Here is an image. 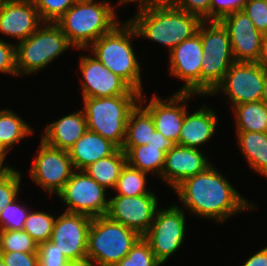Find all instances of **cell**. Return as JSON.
<instances>
[{
	"label": "cell",
	"instance_id": "47",
	"mask_svg": "<svg viewBox=\"0 0 267 266\" xmlns=\"http://www.w3.org/2000/svg\"><path fill=\"white\" fill-rule=\"evenodd\" d=\"M261 101L267 105V69H265L264 92Z\"/></svg>",
	"mask_w": 267,
	"mask_h": 266
},
{
	"label": "cell",
	"instance_id": "19",
	"mask_svg": "<svg viewBox=\"0 0 267 266\" xmlns=\"http://www.w3.org/2000/svg\"><path fill=\"white\" fill-rule=\"evenodd\" d=\"M44 23L32 0H6L0 8V32L26 40Z\"/></svg>",
	"mask_w": 267,
	"mask_h": 266
},
{
	"label": "cell",
	"instance_id": "11",
	"mask_svg": "<svg viewBox=\"0 0 267 266\" xmlns=\"http://www.w3.org/2000/svg\"><path fill=\"white\" fill-rule=\"evenodd\" d=\"M265 68L258 62H234L223 80L210 93L227 94L231 107L242 103L261 101L264 92Z\"/></svg>",
	"mask_w": 267,
	"mask_h": 266
},
{
	"label": "cell",
	"instance_id": "16",
	"mask_svg": "<svg viewBox=\"0 0 267 266\" xmlns=\"http://www.w3.org/2000/svg\"><path fill=\"white\" fill-rule=\"evenodd\" d=\"M201 37L197 33L170 51V74L185 81L178 92L201 95Z\"/></svg>",
	"mask_w": 267,
	"mask_h": 266
},
{
	"label": "cell",
	"instance_id": "40",
	"mask_svg": "<svg viewBox=\"0 0 267 266\" xmlns=\"http://www.w3.org/2000/svg\"><path fill=\"white\" fill-rule=\"evenodd\" d=\"M211 0H172L171 4L187 13L200 17L203 21L210 22Z\"/></svg>",
	"mask_w": 267,
	"mask_h": 266
},
{
	"label": "cell",
	"instance_id": "22",
	"mask_svg": "<svg viewBox=\"0 0 267 266\" xmlns=\"http://www.w3.org/2000/svg\"><path fill=\"white\" fill-rule=\"evenodd\" d=\"M118 147L100 134L86 130L82 137L68 150L73 167L84 170L94 162L113 154Z\"/></svg>",
	"mask_w": 267,
	"mask_h": 266
},
{
	"label": "cell",
	"instance_id": "51",
	"mask_svg": "<svg viewBox=\"0 0 267 266\" xmlns=\"http://www.w3.org/2000/svg\"><path fill=\"white\" fill-rule=\"evenodd\" d=\"M0 266H7V265L3 262L1 256H0Z\"/></svg>",
	"mask_w": 267,
	"mask_h": 266
},
{
	"label": "cell",
	"instance_id": "3",
	"mask_svg": "<svg viewBox=\"0 0 267 266\" xmlns=\"http://www.w3.org/2000/svg\"><path fill=\"white\" fill-rule=\"evenodd\" d=\"M113 6L104 0H77L55 23L67 36L72 47L89 49L102 35L109 33L117 24Z\"/></svg>",
	"mask_w": 267,
	"mask_h": 266
},
{
	"label": "cell",
	"instance_id": "18",
	"mask_svg": "<svg viewBox=\"0 0 267 266\" xmlns=\"http://www.w3.org/2000/svg\"><path fill=\"white\" fill-rule=\"evenodd\" d=\"M195 94L176 92L167 100L153 95L150 103L144 107L152 116L156 131L179 145V137L184 122L187 101Z\"/></svg>",
	"mask_w": 267,
	"mask_h": 266
},
{
	"label": "cell",
	"instance_id": "4",
	"mask_svg": "<svg viewBox=\"0 0 267 266\" xmlns=\"http://www.w3.org/2000/svg\"><path fill=\"white\" fill-rule=\"evenodd\" d=\"M137 33L127 21L117 24L109 33L102 35L89 48L93 55L109 71L122 78L133 90L142 94L141 67L132 48L131 39Z\"/></svg>",
	"mask_w": 267,
	"mask_h": 266
},
{
	"label": "cell",
	"instance_id": "31",
	"mask_svg": "<svg viewBox=\"0 0 267 266\" xmlns=\"http://www.w3.org/2000/svg\"><path fill=\"white\" fill-rule=\"evenodd\" d=\"M56 218L45 212L31 211L28 214L23 230L39 245L50 241Z\"/></svg>",
	"mask_w": 267,
	"mask_h": 266
},
{
	"label": "cell",
	"instance_id": "49",
	"mask_svg": "<svg viewBox=\"0 0 267 266\" xmlns=\"http://www.w3.org/2000/svg\"><path fill=\"white\" fill-rule=\"evenodd\" d=\"M9 170H13V167H9V166H0V179L9 171Z\"/></svg>",
	"mask_w": 267,
	"mask_h": 266
},
{
	"label": "cell",
	"instance_id": "12",
	"mask_svg": "<svg viewBox=\"0 0 267 266\" xmlns=\"http://www.w3.org/2000/svg\"><path fill=\"white\" fill-rule=\"evenodd\" d=\"M92 217L64 212L54 223L50 241L70 261L87 264L88 231Z\"/></svg>",
	"mask_w": 267,
	"mask_h": 266
},
{
	"label": "cell",
	"instance_id": "25",
	"mask_svg": "<svg viewBox=\"0 0 267 266\" xmlns=\"http://www.w3.org/2000/svg\"><path fill=\"white\" fill-rule=\"evenodd\" d=\"M155 130L151 114L142 105L137 104L128 117L122 147H138L148 144Z\"/></svg>",
	"mask_w": 267,
	"mask_h": 266
},
{
	"label": "cell",
	"instance_id": "42",
	"mask_svg": "<svg viewBox=\"0 0 267 266\" xmlns=\"http://www.w3.org/2000/svg\"><path fill=\"white\" fill-rule=\"evenodd\" d=\"M3 262L7 266H39L38 253L0 252Z\"/></svg>",
	"mask_w": 267,
	"mask_h": 266
},
{
	"label": "cell",
	"instance_id": "10",
	"mask_svg": "<svg viewBox=\"0 0 267 266\" xmlns=\"http://www.w3.org/2000/svg\"><path fill=\"white\" fill-rule=\"evenodd\" d=\"M74 171L57 194L68 205L66 212L99 217L107 214L109 199L105 188L92 179L84 170Z\"/></svg>",
	"mask_w": 267,
	"mask_h": 266
},
{
	"label": "cell",
	"instance_id": "28",
	"mask_svg": "<svg viewBox=\"0 0 267 266\" xmlns=\"http://www.w3.org/2000/svg\"><path fill=\"white\" fill-rule=\"evenodd\" d=\"M237 131L267 132V105L262 101L242 103L232 107Z\"/></svg>",
	"mask_w": 267,
	"mask_h": 266
},
{
	"label": "cell",
	"instance_id": "52",
	"mask_svg": "<svg viewBox=\"0 0 267 266\" xmlns=\"http://www.w3.org/2000/svg\"><path fill=\"white\" fill-rule=\"evenodd\" d=\"M5 1H6V0H0V8H1V6L4 4Z\"/></svg>",
	"mask_w": 267,
	"mask_h": 266
},
{
	"label": "cell",
	"instance_id": "13",
	"mask_svg": "<svg viewBox=\"0 0 267 266\" xmlns=\"http://www.w3.org/2000/svg\"><path fill=\"white\" fill-rule=\"evenodd\" d=\"M73 164L68 151L53 148L41 140L39 153L30 169L31 179L49 194L57 195L70 179Z\"/></svg>",
	"mask_w": 267,
	"mask_h": 266
},
{
	"label": "cell",
	"instance_id": "9",
	"mask_svg": "<svg viewBox=\"0 0 267 266\" xmlns=\"http://www.w3.org/2000/svg\"><path fill=\"white\" fill-rule=\"evenodd\" d=\"M185 216L184 210L177 205L157 209L151 227L143 236L161 264L183 245Z\"/></svg>",
	"mask_w": 267,
	"mask_h": 266
},
{
	"label": "cell",
	"instance_id": "37",
	"mask_svg": "<svg viewBox=\"0 0 267 266\" xmlns=\"http://www.w3.org/2000/svg\"><path fill=\"white\" fill-rule=\"evenodd\" d=\"M242 11L258 31L267 34V0H247Z\"/></svg>",
	"mask_w": 267,
	"mask_h": 266
},
{
	"label": "cell",
	"instance_id": "35",
	"mask_svg": "<svg viewBox=\"0 0 267 266\" xmlns=\"http://www.w3.org/2000/svg\"><path fill=\"white\" fill-rule=\"evenodd\" d=\"M77 0H32L44 23H55Z\"/></svg>",
	"mask_w": 267,
	"mask_h": 266
},
{
	"label": "cell",
	"instance_id": "29",
	"mask_svg": "<svg viewBox=\"0 0 267 266\" xmlns=\"http://www.w3.org/2000/svg\"><path fill=\"white\" fill-rule=\"evenodd\" d=\"M12 110H0V143L9 152L13 145L32 134V129Z\"/></svg>",
	"mask_w": 267,
	"mask_h": 266
},
{
	"label": "cell",
	"instance_id": "21",
	"mask_svg": "<svg viewBox=\"0 0 267 266\" xmlns=\"http://www.w3.org/2000/svg\"><path fill=\"white\" fill-rule=\"evenodd\" d=\"M86 130L85 113L80 110L47 125L41 140L53 148L68 151Z\"/></svg>",
	"mask_w": 267,
	"mask_h": 266
},
{
	"label": "cell",
	"instance_id": "38",
	"mask_svg": "<svg viewBox=\"0 0 267 266\" xmlns=\"http://www.w3.org/2000/svg\"><path fill=\"white\" fill-rule=\"evenodd\" d=\"M38 255L39 266H65L70 262L51 241L38 245Z\"/></svg>",
	"mask_w": 267,
	"mask_h": 266
},
{
	"label": "cell",
	"instance_id": "50",
	"mask_svg": "<svg viewBox=\"0 0 267 266\" xmlns=\"http://www.w3.org/2000/svg\"><path fill=\"white\" fill-rule=\"evenodd\" d=\"M65 266H87V264H80V263H76V262H69Z\"/></svg>",
	"mask_w": 267,
	"mask_h": 266
},
{
	"label": "cell",
	"instance_id": "2",
	"mask_svg": "<svg viewBox=\"0 0 267 266\" xmlns=\"http://www.w3.org/2000/svg\"><path fill=\"white\" fill-rule=\"evenodd\" d=\"M128 22L134 27L137 36L167 45L169 52L181 42L197 34L203 20L170 5L138 8Z\"/></svg>",
	"mask_w": 267,
	"mask_h": 266
},
{
	"label": "cell",
	"instance_id": "34",
	"mask_svg": "<svg viewBox=\"0 0 267 266\" xmlns=\"http://www.w3.org/2000/svg\"><path fill=\"white\" fill-rule=\"evenodd\" d=\"M15 198L0 213V230H23L29 211Z\"/></svg>",
	"mask_w": 267,
	"mask_h": 266
},
{
	"label": "cell",
	"instance_id": "17",
	"mask_svg": "<svg viewBox=\"0 0 267 266\" xmlns=\"http://www.w3.org/2000/svg\"><path fill=\"white\" fill-rule=\"evenodd\" d=\"M227 29L236 62H259L264 34L256 29L244 11H237L221 21Z\"/></svg>",
	"mask_w": 267,
	"mask_h": 266
},
{
	"label": "cell",
	"instance_id": "45",
	"mask_svg": "<svg viewBox=\"0 0 267 266\" xmlns=\"http://www.w3.org/2000/svg\"><path fill=\"white\" fill-rule=\"evenodd\" d=\"M120 4L139 2L138 8H143L147 6H158V5H170L172 0H120Z\"/></svg>",
	"mask_w": 267,
	"mask_h": 266
},
{
	"label": "cell",
	"instance_id": "44",
	"mask_svg": "<svg viewBox=\"0 0 267 266\" xmlns=\"http://www.w3.org/2000/svg\"><path fill=\"white\" fill-rule=\"evenodd\" d=\"M242 266H267V246L250 256Z\"/></svg>",
	"mask_w": 267,
	"mask_h": 266
},
{
	"label": "cell",
	"instance_id": "1",
	"mask_svg": "<svg viewBox=\"0 0 267 266\" xmlns=\"http://www.w3.org/2000/svg\"><path fill=\"white\" fill-rule=\"evenodd\" d=\"M174 190L189 212L218 222L253 207L210 165L205 171L184 179Z\"/></svg>",
	"mask_w": 267,
	"mask_h": 266
},
{
	"label": "cell",
	"instance_id": "7",
	"mask_svg": "<svg viewBox=\"0 0 267 266\" xmlns=\"http://www.w3.org/2000/svg\"><path fill=\"white\" fill-rule=\"evenodd\" d=\"M206 23L209 22L203 21L197 32L201 37L204 54L201 62L202 95H210L235 62L227 29L220 21Z\"/></svg>",
	"mask_w": 267,
	"mask_h": 266
},
{
	"label": "cell",
	"instance_id": "27",
	"mask_svg": "<svg viewBox=\"0 0 267 266\" xmlns=\"http://www.w3.org/2000/svg\"><path fill=\"white\" fill-rule=\"evenodd\" d=\"M126 163V154L118 148L113 154L94 162L84 171L105 189H113Z\"/></svg>",
	"mask_w": 267,
	"mask_h": 266
},
{
	"label": "cell",
	"instance_id": "14",
	"mask_svg": "<svg viewBox=\"0 0 267 266\" xmlns=\"http://www.w3.org/2000/svg\"><path fill=\"white\" fill-rule=\"evenodd\" d=\"M155 194L141 196L115 195L109 198L107 216L143 237L151 227L157 211Z\"/></svg>",
	"mask_w": 267,
	"mask_h": 266
},
{
	"label": "cell",
	"instance_id": "48",
	"mask_svg": "<svg viewBox=\"0 0 267 266\" xmlns=\"http://www.w3.org/2000/svg\"><path fill=\"white\" fill-rule=\"evenodd\" d=\"M8 151L0 143V166H3L4 160L6 159Z\"/></svg>",
	"mask_w": 267,
	"mask_h": 266
},
{
	"label": "cell",
	"instance_id": "33",
	"mask_svg": "<svg viewBox=\"0 0 267 266\" xmlns=\"http://www.w3.org/2000/svg\"><path fill=\"white\" fill-rule=\"evenodd\" d=\"M162 265L151 250L149 243L141 237L130 252L115 266H160Z\"/></svg>",
	"mask_w": 267,
	"mask_h": 266
},
{
	"label": "cell",
	"instance_id": "15",
	"mask_svg": "<svg viewBox=\"0 0 267 266\" xmlns=\"http://www.w3.org/2000/svg\"><path fill=\"white\" fill-rule=\"evenodd\" d=\"M79 64L83 76V98L141 95L122 78L109 71L95 56H81Z\"/></svg>",
	"mask_w": 267,
	"mask_h": 266
},
{
	"label": "cell",
	"instance_id": "8",
	"mask_svg": "<svg viewBox=\"0 0 267 266\" xmlns=\"http://www.w3.org/2000/svg\"><path fill=\"white\" fill-rule=\"evenodd\" d=\"M45 24L47 26L39 27L26 40L16 44L18 75L33 74L41 70L72 46L56 23Z\"/></svg>",
	"mask_w": 267,
	"mask_h": 266
},
{
	"label": "cell",
	"instance_id": "30",
	"mask_svg": "<svg viewBox=\"0 0 267 266\" xmlns=\"http://www.w3.org/2000/svg\"><path fill=\"white\" fill-rule=\"evenodd\" d=\"M146 176L147 173L133 168L126 163L113 188L115 191H118L116 195L141 196L145 194H155L146 189Z\"/></svg>",
	"mask_w": 267,
	"mask_h": 266
},
{
	"label": "cell",
	"instance_id": "6",
	"mask_svg": "<svg viewBox=\"0 0 267 266\" xmlns=\"http://www.w3.org/2000/svg\"><path fill=\"white\" fill-rule=\"evenodd\" d=\"M142 95L83 98L87 130L100 134L122 148L128 117L137 104H142Z\"/></svg>",
	"mask_w": 267,
	"mask_h": 266
},
{
	"label": "cell",
	"instance_id": "32",
	"mask_svg": "<svg viewBox=\"0 0 267 266\" xmlns=\"http://www.w3.org/2000/svg\"><path fill=\"white\" fill-rule=\"evenodd\" d=\"M38 253V244L25 230H0V252Z\"/></svg>",
	"mask_w": 267,
	"mask_h": 266
},
{
	"label": "cell",
	"instance_id": "23",
	"mask_svg": "<svg viewBox=\"0 0 267 266\" xmlns=\"http://www.w3.org/2000/svg\"><path fill=\"white\" fill-rule=\"evenodd\" d=\"M200 110L188 115L186 111L179 137V145L194 149L210 140L215 133L218 118L212 109L203 105Z\"/></svg>",
	"mask_w": 267,
	"mask_h": 266
},
{
	"label": "cell",
	"instance_id": "39",
	"mask_svg": "<svg viewBox=\"0 0 267 266\" xmlns=\"http://www.w3.org/2000/svg\"><path fill=\"white\" fill-rule=\"evenodd\" d=\"M247 0H211L210 22L221 21L227 15L241 11Z\"/></svg>",
	"mask_w": 267,
	"mask_h": 266
},
{
	"label": "cell",
	"instance_id": "20",
	"mask_svg": "<svg viewBox=\"0 0 267 266\" xmlns=\"http://www.w3.org/2000/svg\"><path fill=\"white\" fill-rule=\"evenodd\" d=\"M210 165L200 149L177 144L166 153L160 178L174 189L184 179L205 171Z\"/></svg>",
	"mask_w": 267,
	"mask_h": 266
},
{
	"label": "cell",
	"instance_id": "36",
	"mask_svg": "<svg viewBox=\"0 0 267 266\" xmlns=\"http://www.w3.org/2000/svg\"><path fill=\"white\" fill-rule=\"evenodd\" d=\"M20 182L21 174L15 169L9 170L0 179V213L19 195Z\"/></svg>",
	"mask_w": 267,
	"mask_h": 266
},
{
	"label": "cell",
	"instance_id": "43",
	"mask_svg": "<svg viewBox=\"0 0 267 266\" xmlns=\"http://www.w3.org/2000/svg\"><path fill=\"white\" fill-rule=\"evenodd\" d=\"M148 145L154 147H161V150L167 153L170 149L174 148L177 144L170 139H167L160 132L154 131L152 133V138L150 139Z\"/></svg>",
	"mask_w": 267,
	"mask_h": 266
},
{
	"label": "cell",
	"instance_id": "5",
	"mask_svg": "<svg viewBox=\"0 0 267 266\" xmlns=\"http://www.w3.org/2000/svg\"><path fill=\"white\" fill-rule=\"evenodd\" d=\"M140 238L136 231L107 215L92 217L88 231L87 266H115Z\"/></svg>",
	"mask_w": 267,
	"mask_h": 266
},
{
	"label": "cell",
	"instance_id": "24",
	"mask_svg": "<svg viewBox=\"0 0 267 266\" xmlns=\"http://www.w3.org/2000/svg\"><path fill=\"white\" fill-rule=\"evenodd\" d=\"M238 145L247 162L267 177V132L237 131Z\"/></svg>",
	"mask_w": 267,
	"mask_h": 266
},
{
	"label": "cell",
	"instance_id": "26",
	"mask_svg": "<svg viewBox=\"0 0 267 266\" xmlns=\"http://www.w3.org/2000/svg\"><path fill=\"white\" fill-rule=\"evenodd\" d=\"M121 149L126 154V162L129 166L147 174L153 172L161 176L166 156L161 147L146 144L138 147H122Z\"/></svg>",
	"mask_w": 267,
	"mask_h": 266
},
{
	"label": "cell",
	"instance_id": "41",
	"mask_svg": "<svg viewBox=\"0 0 267 266\" xmlns=\"http://www.w3.org/2000/svg\"><path fill=\"white\" fill-rule=\"evenodd\" d=\"M0 72L18 75L16 68V44L12 45L0 39Z\"/></svg>",
	"mask_w": 267,
	"mask_h": 266
},
{
	"label": "cell",
	"instance_id": "46",
	"mask_svg": "<svg viewBox=\"0 0 267 266\" xmlns=\"http://www.w3.org/2000/svg\"><path fill=\"white\" fill-rule=\"evenodd\" d=\"M258 63L267 69V34L263 38L262 53Z\"/></svg>",
	"mask_w": 267,
	"mask_h": 266
}]
</instances>
